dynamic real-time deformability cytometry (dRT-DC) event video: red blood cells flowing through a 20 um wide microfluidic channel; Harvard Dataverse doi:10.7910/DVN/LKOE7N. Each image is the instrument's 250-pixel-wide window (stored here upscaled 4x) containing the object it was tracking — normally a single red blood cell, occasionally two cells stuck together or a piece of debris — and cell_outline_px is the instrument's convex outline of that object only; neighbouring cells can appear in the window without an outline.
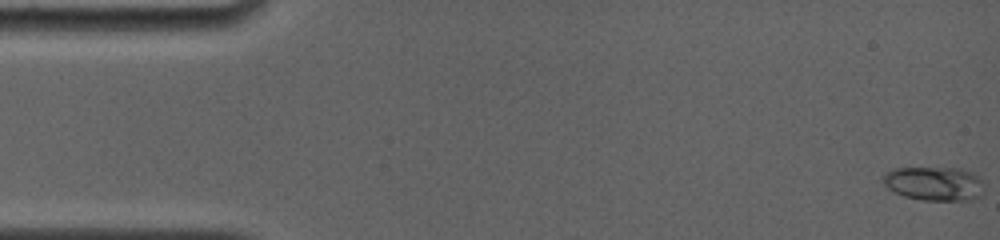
{"species": "common noctule bat (a hibernating species)", "species_latin": "Nyctalus noctula", "temperature_condition": "room temperature", "stored_images_in_passage": 43, "camera_frame_rate_fps": 4000, "um_per_image_px": 0.085, "animal": {"sex": "female", "body_mass_g": 19.0, "forearm_length_mm": 56.7}, "frame": {"image": 1, "passage_image": 1, "time_ms": 0.0, "image_size_px": [1000, 240], "cell_outline_px": [[984, 192], [980, 196], [972, 200], [924, 200], [904, 196], [892, 192], [880, 180], [884, 172], [892, 168], [960, 168], [980, 176]], "centroid_in_image_um": [79.37, 15.6], "position_along_channel_um": 5.6, "area_um2": 20.35}}
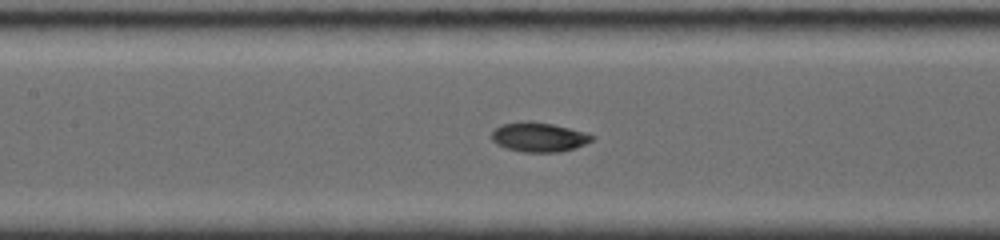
{"frame": {"image": 2, "passage_image": 19, "time_ms": 7.5, "image_size_px": [1000, 240], "cell_outline_px": [[596, 136], [592, 140], [576, 148], [560, 152], [524, 152], [508, 148], [496, 144], [492, 140], [492, 132], [496, 128], [504, 124], [524, 120], [532, 120], [552, 124], [584, 132]], "centroid_in_image_um": [45.81, 11.65], "position_along_channel_um": 161.6, "area_um2": 17.17}}
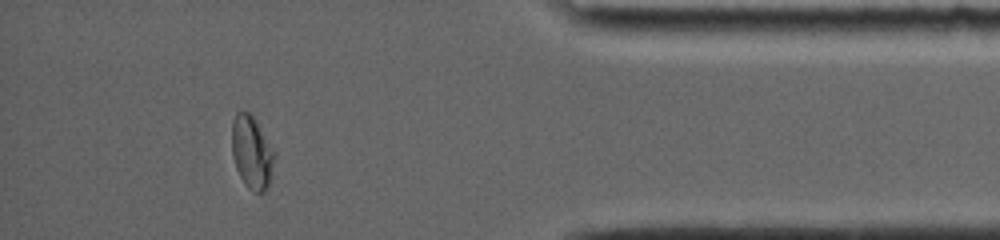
{"frame": {"image": 3, "passage_image": 37, "time_ms": 14.75, "image_size_px": [1000, 240], "cell_outline_px": [[276, 152], [268, 184], [264, 192], [252, 192], [244, 184], [236, 168], [232, 152], [232, 120], [236, 112], [248, 112], [252, 116]], "centroid_in_image_um": [21.39, 12.96], "position_along_channel_um": 413.8, "area_um2": 17.86}, "authors_computed_cell_mechanics": {"area_um2": 17.2822, "velocity_mm_per_s": 3.8141, "shape_relaxation_time_tau1_ms": 6.4369, "shape_relaxation_time_tau2_ms": 2.9116, "deformation_change_tau1": 0.1684, "deformation_change_tau2": 0.0458}}